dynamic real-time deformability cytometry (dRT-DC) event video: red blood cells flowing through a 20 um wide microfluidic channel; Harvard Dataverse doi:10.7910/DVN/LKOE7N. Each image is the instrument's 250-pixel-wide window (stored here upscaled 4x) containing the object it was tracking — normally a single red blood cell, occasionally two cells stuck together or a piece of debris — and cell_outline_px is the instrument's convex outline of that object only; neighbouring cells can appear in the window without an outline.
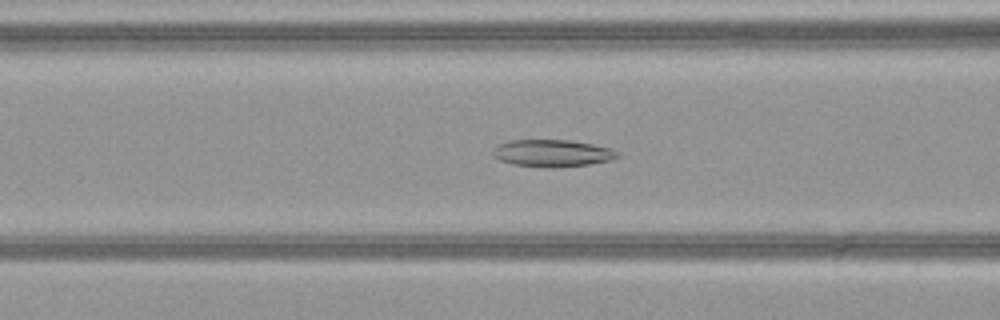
{"species": "common noctule bat (a hibernating species)", "species_latin": "Nyctalus noctula", "temperature_condition": "warm", "stored_images_in_passage": 41, "camera_frame_rate_fps": 3000, "um_per_image_px": 0.085, "animal": {"sex": "female", "body_mass_g": 21.9}, "frame": {"image": 1, "passage_image": 10, "time_ms": 3.0, "image_size_px": [1000, 320], "cell_outline_px": [[620, 156], [612, 160], [588, 164], [552, 168], [512, 164], [500, 160], [492, 156], [492, 148], [508, 140], [568, 140], [592, 144], [612, 148], [620, 152]], "centroid_in_image_um": [46.95, 13.02], "position_along_channel_um": 119.6, "area_um2": 19.83}}
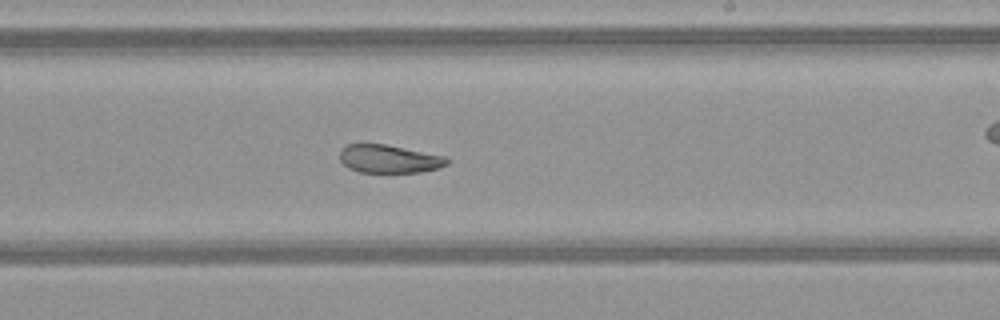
{"frame": {"image": 2, "passage_image": 20, "time_ms": 6.333, "image_size_px": [1000, 320], "cell_outline_px": [[448, 164], [440, 168], [420, 172], [360, 172], [348, 168], [340, 160], [340, 148], [348, 144], [384, 144], [448, 156]], "centroid_in_image_um": [33.09, 13.5], "position_along_channel_um": 255.9, "area_um2": 17.69}}
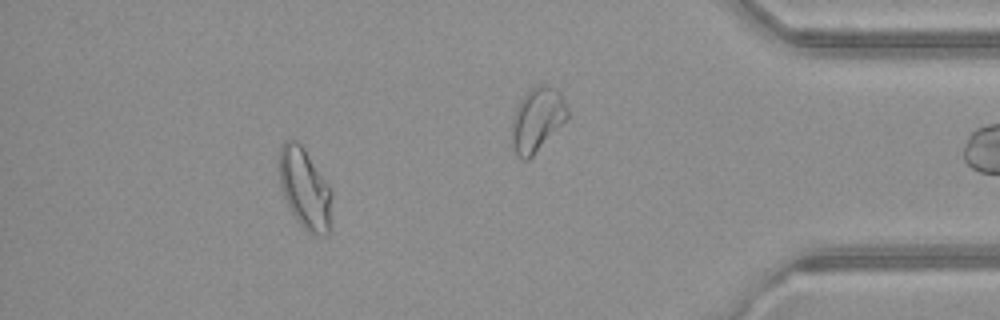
{"frame": {"image": 3, "passage_image": 35, "time_ms": 11.333, "image_size_px": [1000, 320], "cell_outline_px": [[332, 192], [328, 236], [316, 236], [308, 232], [296, 220], [280, 188], [280, 148], [284, 140], [296, 140], [304, 148], [328, 184]], "centroid_in_image_um": [25.92, 16.05], "position_along_channel_um": 409.3, "area_um2": 24.51}, "authors_computed_cell_mechanics": {"area_um2": 19.8254, "velocity_mm_per_s": 4.0866, "shape_relaxation_time_tau1_ms": 8.9334, "shape_relaxation_time_tau2_ms": 2.4785, "deformation_change_tau1": 0.2225, "deformation_change_tau2": 0.0653}}